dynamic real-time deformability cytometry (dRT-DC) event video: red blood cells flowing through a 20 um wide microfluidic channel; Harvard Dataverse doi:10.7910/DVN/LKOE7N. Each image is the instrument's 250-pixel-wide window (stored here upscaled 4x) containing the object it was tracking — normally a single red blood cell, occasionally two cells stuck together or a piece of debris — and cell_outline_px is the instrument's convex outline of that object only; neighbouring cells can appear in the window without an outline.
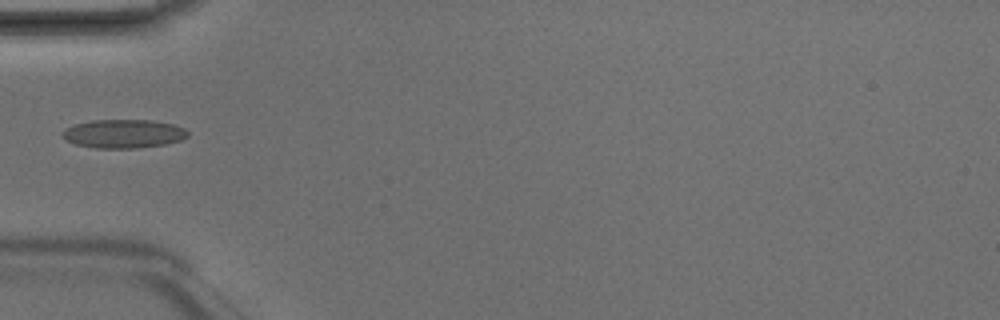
{"species": "Egyptian fruit bat (a non-hibernating species)", "species_latin": "Rousettus aegyptiacus", "temperature_condition": "room temperature", "stored_images_in_passage": 1, "camera_frame_rate_fps": 3000, "um_per_image_px": 0.085, "animal": {"sex": "male"}, "frame": {"image": 1, "passage_image": 1, "time_ms": 0.0, "image_size_px": [1000, 320], "cell_outline_px": [[188, 136], [180, 140], [164, 144], [136, 148], [96, 148], [76, 144], [64, 140], [60, 136], [60, 132], [64, 128], [76, 124], [92, 120], [152, 120], [172, 124], [184, 128], [188, 132]], "centroid_in_image_um": [10.44, 11.36], "position_along_channel_um": 74.6, "area_um2": 20.98}}